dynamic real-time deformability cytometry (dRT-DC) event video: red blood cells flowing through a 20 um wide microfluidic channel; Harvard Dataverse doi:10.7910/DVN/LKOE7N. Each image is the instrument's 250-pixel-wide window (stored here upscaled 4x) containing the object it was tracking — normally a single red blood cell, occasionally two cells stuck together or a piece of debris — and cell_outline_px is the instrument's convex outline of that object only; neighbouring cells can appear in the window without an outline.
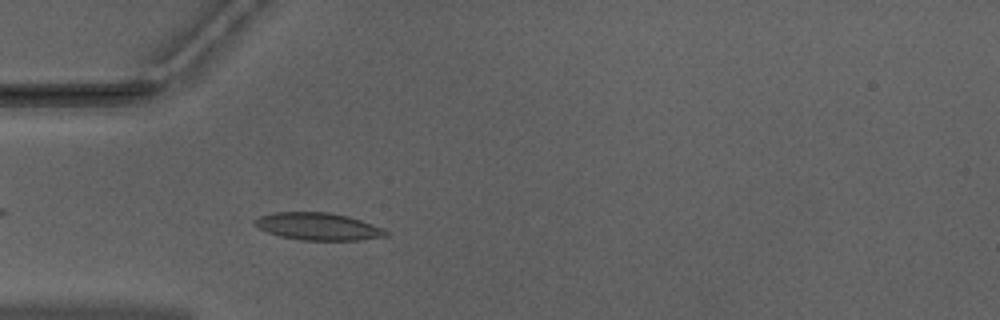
{"species": "Egyptian fruit bat (a non-hibernating species)", "species_latin": "Rousettus aegyptiacus", "temperature_condition": "warm", "stored_images_in_passage": 46, "camera_frame_rate_fps": 3000, "um_per_image_px": 0.085, "animal": {"sex": "male"}, "frame": {"image": 1, "passage_image": 10, "time_ms": 3.0, "image_size_px": [1000, 320], "cell_outline_px": [[388, 236], [360, 240], [300, 240], [280, 236], [268, 232], [252, 224], [252, 220], [260, 216], [276, 212], [328, 212], [348, 216], [384, 228], [388, 232]], "centroid_in_image_um": [27.04, 19.25], "position_along_channel_um": 58.0, "area_um2": 20.92}}
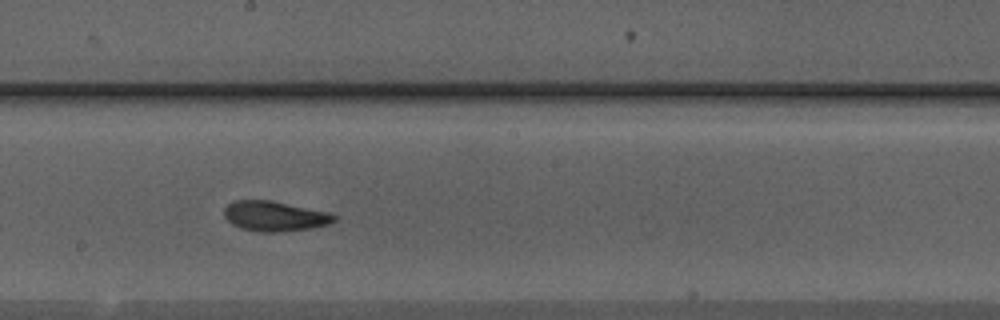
{"frame": {"image": 2, "passage_image": 23, "time_ms": 7.333, "image_size_px": [1000, 320], "cell_outline_px": [[336, 220], [328, 224], [312, 228], [276, 232], [260, 232], [240, 228], [232, 224], [224, 216], [224, 208], [232, 200], [268, 200], [332, 212], [336, 216]], "centroid_in_image_um": [23.35, 18.37], "position_along_channel_um": 224.8, "area_um2": 19.36}}
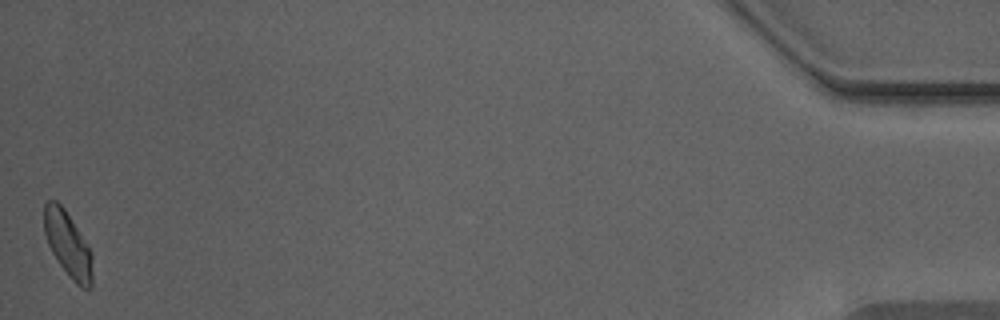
{"frame": {"image": 3, "passage_image": 46, "time_ms": 15.0, "image_size_px": [1000, 320], "cell_outline_px": [[92, 288], [80, 288], [72, 280], [60, 264], [52, 252], [48, 244], [44, 232], [44, 204], [48, 200], [56, 200], [64, 208], [92, 252]], "centroid_in_image_um": [5.77, 20.78], "position_along_channel_um": 429.4, "area_um2": 18.21}, "authors_computed_cell_mechanics": {"area_um2": 19.074, "velocity_mm_per_s": 3.9505, "shape_relaxation_time_tau1_ms": 2.6527, "shape_relaxation_time_tau2_ms": 1.4537, "deformation_change_tau1": 0.142, "deformation_change_tau2": 0.0792}}